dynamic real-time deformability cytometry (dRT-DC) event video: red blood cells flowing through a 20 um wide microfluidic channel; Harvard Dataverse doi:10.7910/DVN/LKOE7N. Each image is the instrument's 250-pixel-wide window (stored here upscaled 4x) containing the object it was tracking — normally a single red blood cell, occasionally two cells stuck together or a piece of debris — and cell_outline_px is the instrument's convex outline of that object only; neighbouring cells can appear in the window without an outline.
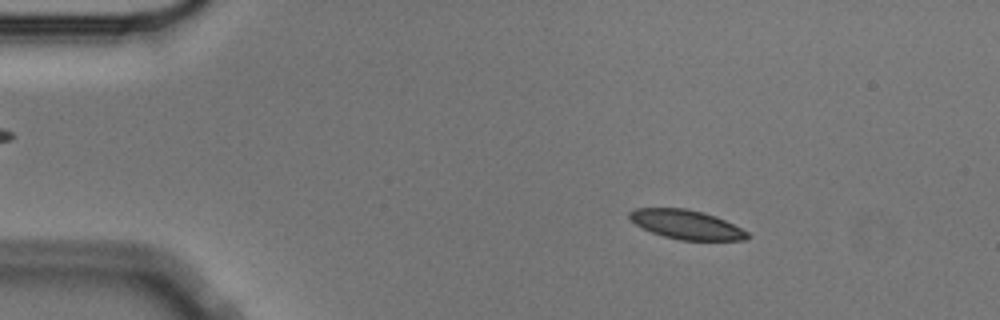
{"species": "Egyptian fruit bat (a non-hibernating species)", "species_latin": "Rousettus aegyptiacus", "temperature_condition": "cold", "stored_images_in_passage": 54, "camera_frame_rate_fps": 3000, "um_per_image_px": 0.085, "animal": {"sex": "male"}, "frame": {"image": 1, "passage_image": 6, "time_ms": 1.667, "image_size_px": [1000, 320], "cell_outline_px": [[752, 236], [748, 240], [680, 240], [664, 236], [652, 232], [636, 224], [628, 216], [628, 212], [636, 208], [688, 208], [704, 212], [716, 216], [748, 232]], "centroid_in_image_um": [58.37, 19.08], "position_along_channel_um": 26.6, "area_um2": 20.0}}
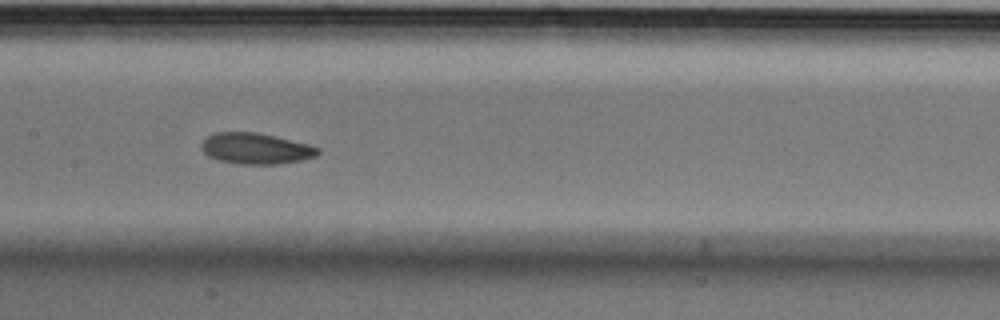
{"frame": {"image": 2, "passage_image": 25, "time_ms": 8.0, "image_size_px": [1000, 320], "cell_outline_px": [[320, 152], [316, 156], [300, 160], [280, 164], [240, 164], [220, 160], [208, 156], [200, 148], [200, 144], [212, 132], [256, 132], [308, 144], [320, 148]], "centroid_in_image_um": [21.72, 12.62], "position_along_channel_um": 185.7, "area_um2": 20.98}}
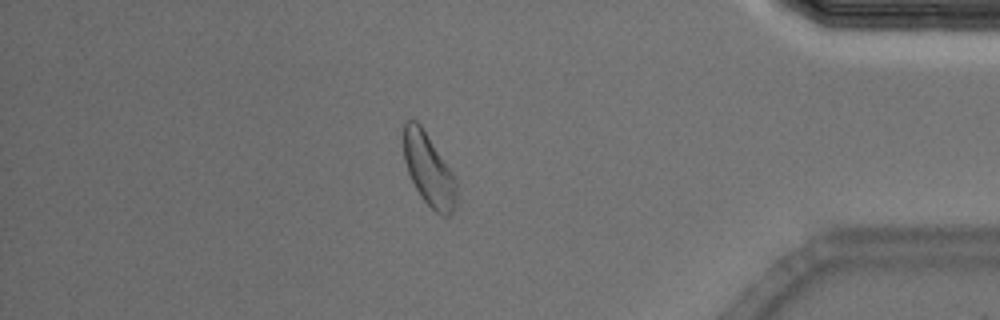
{"frame": {"image": 3, "passage_image": 46, "time_ms": 15.0, "image_size_px": [1000, 320], "cell_outline_px": [[456, 208], [448, 216], [440, 216], [424, 200], [416, 188], [408, 172], [404, 160], [404, 120], [416, 120], [420, 124], [452, 172], [456, 180]], "centroid_in_image_um": [36.45, 14.44], "position_along_channel_um": 398.7, "area_um2": 21.96}, "authors_computed_cell_mechanics": {"area_um2": 21.3282, "velocity_mm_per_s": 3.522, "shape_relaxation_time_tau1_ms": 5.2465, "shape_relaxation_time_tau2_ms": 5.8119, "deformation_change_tau1": 0.1195, "deformation_change_tau2": 0.1077}}